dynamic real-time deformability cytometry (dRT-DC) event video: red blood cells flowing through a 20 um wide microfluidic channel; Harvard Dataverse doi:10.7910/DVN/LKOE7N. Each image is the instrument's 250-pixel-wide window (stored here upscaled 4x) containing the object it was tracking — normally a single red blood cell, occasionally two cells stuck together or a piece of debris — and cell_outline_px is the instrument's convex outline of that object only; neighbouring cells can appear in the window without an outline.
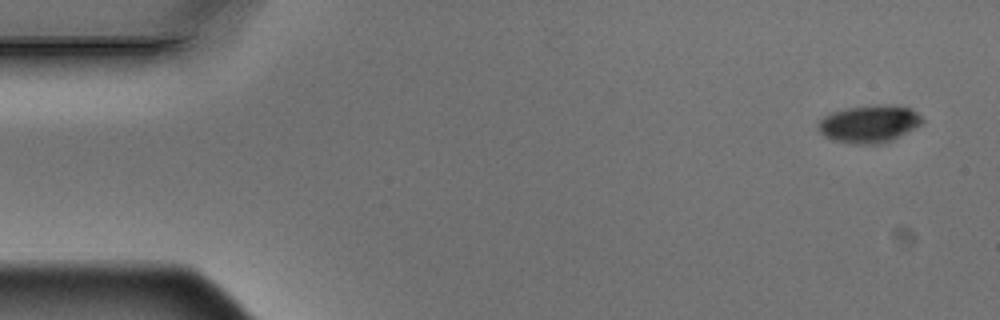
{"species": "Egyptian fruit bat (a non-hibernating species)", "species_latin": "Rousettus aegyptiacus", "temperature_condition": "warm", "stored_images_in_passage": 4, "camera_frame_rate_fps": 3000, "um_per_image_px": 0.085, "animal": {"sex": "male"}, "frame": {"image": 1, "passage_image": 1, "time_ms": 0.0, "image_size_px": [1000, 320], "cell_outline_px": [[924, 120], [920, 124], [892, 140], [884, 144], [856, 144], [832, 140], [824, 136], [816, 128], [816, 124], [824, 116], [832, 112], [844, 108], [872, 104], [900, 104], [912, 108]], "centroid_in_image_um": [73.86, 10.5], "position_along_channel_um": 11.1, "area_um2": 23.18}}
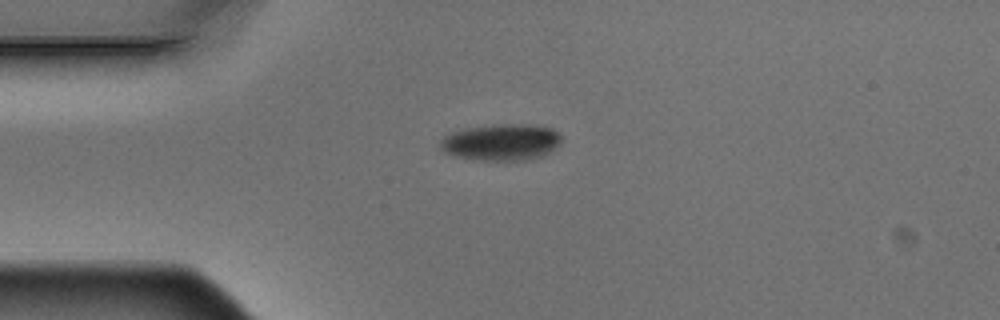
{"frame": {"image": 2, "passage_image": 4, "time_ms": 1.0, "image_size_px": [1000, 320], "cell_outline_px": [[560, 140], [548, 152], [540, 156], [524, 160], [480, 160], [460, 156], [444, 152], [440, 148], [440, 140], [444, 136], [452, 132], [468, 128], [492, 124], [536, 124], [552, 128], [560, 136]], "centroid_in_image_um": [42.58, 12.06], "position_along_channel_um": 42.4, "area_um2": 25.43}}